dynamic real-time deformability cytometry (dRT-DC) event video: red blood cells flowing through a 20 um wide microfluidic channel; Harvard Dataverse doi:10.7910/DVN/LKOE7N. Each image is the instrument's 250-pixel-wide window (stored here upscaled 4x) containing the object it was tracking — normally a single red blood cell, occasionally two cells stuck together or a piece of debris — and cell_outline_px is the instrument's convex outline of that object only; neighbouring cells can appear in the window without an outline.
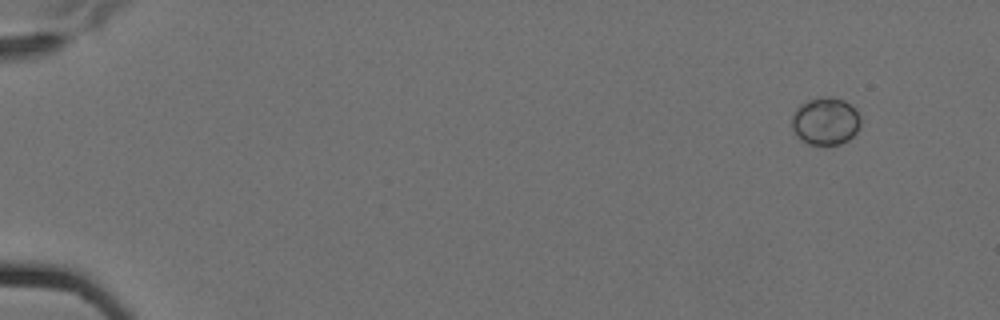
{"species": "Egyptian fruit bat (a non-hibernating species)", "species_latin": "Rousettus aegyptiacus", "temperature_condition": "cold", "stored_images_in_passage": 12, "camera_frame_rate_fps": 3000, "um_per_image_px": 0.085, "animal": {"sex": "female"}, "frame": {"image": 1, "passage_image": 1, "time_ms": 0.0, "image_size_px": [1000, 320], "cell_outline_px": [[860, 124], [856, 132], [848, 140], [840, 144], [808, 144], [796, 136], [792, 128], [792, 112], [800, 104], [808, 100], [824, 96], [832, 96], [844, 100], [856, 108], [860, 116]], "centroid_in_image_um": [70.16, 10.28], "position_along_channel_um": 14.8, "area_um2": 19.25}}
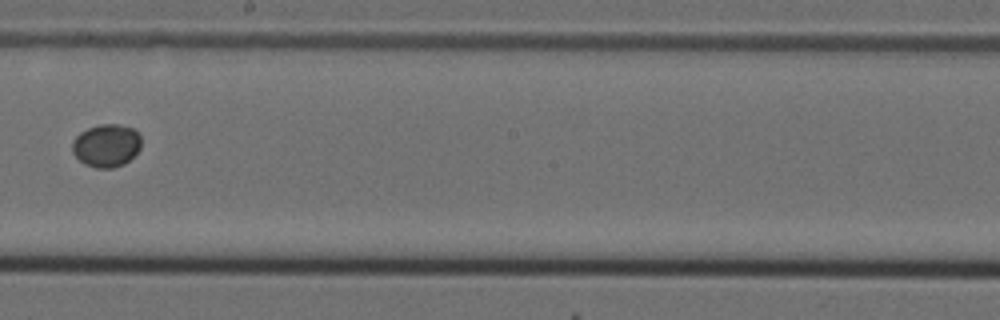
{"frame": {"image": 2, "passage_image": 7, "time_ms": 2.0, "image_size_px": [1000, 320], "cell_outline_px": [[140, 148], [124, 164], [112, 168], [96, 168], [84, 164], [72, 152], [72, 140], [80, 132], [88, 128], [100, 124], [116, 124], [132, 128], [140, 136]], "centroid_in_image_um": [9.01, 12.37], "position_along_channel_um": 239.2, "area_um2": 17.11}}
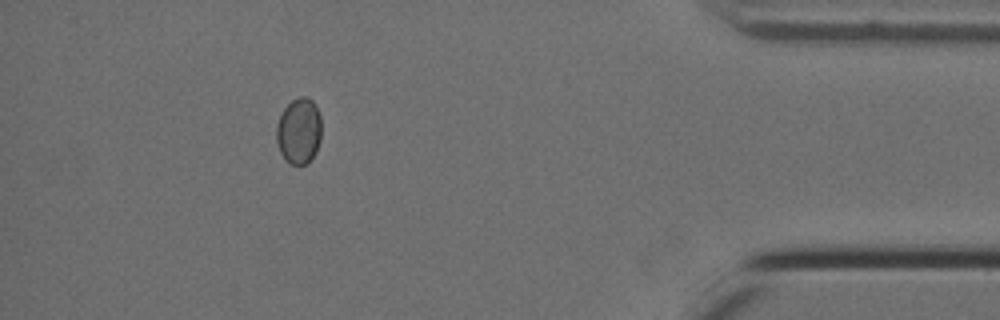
{"frame": {"image": 3, "passage_image": 12, "time_ms": 3.667, "image_size_px": [1000, 320], "cell_outline_px": [[320, 140], [316, 152], [304, 164], [292, 164], [284, 160], [280, 152], [276, 140], [276, 124], [284, 108], [292, 100], [300, 96], [308, 96], [312, 100], [320, 116]], "centroid_in_image_um": [25.38, 11.12], "position_along_channel_um": 409.8, "area_um2": 17.22}}